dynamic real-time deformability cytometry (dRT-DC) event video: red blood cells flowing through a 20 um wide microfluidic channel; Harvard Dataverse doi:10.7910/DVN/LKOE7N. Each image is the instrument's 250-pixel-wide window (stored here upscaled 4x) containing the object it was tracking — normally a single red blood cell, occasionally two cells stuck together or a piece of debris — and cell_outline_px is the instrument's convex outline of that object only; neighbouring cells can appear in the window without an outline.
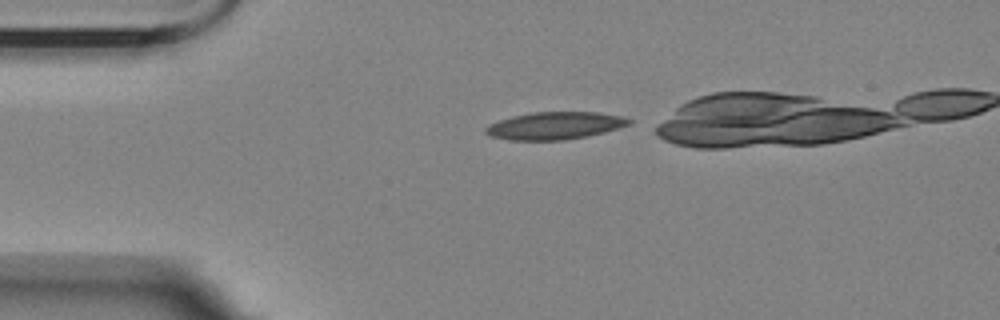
{"species": "Egyptian fruit bat (a non-hibernating species)", "species_latin": "Rousettus aegyptiacus", "temperature_condition": "room temperature", "stored_images_in_passage": 35, "camera_frame_rate_fps": 3000, "um_per_image_px": 0.085, "animal": {"sex": "female"}, "frame": {"image": 1, "passage_image": 1, "time_ms": 0.0, "image_size_px": [1000, 320], "cell_outline_px": [[632, 124], [604, 132], [588, 136], [564, 140], [508, 140], [488, 136], [484, 132], [484, 128], [488, 124], [512, 116], [532, 112], [596, 112], [620, 116], [632, 120]], "centroid_in_image_um": [47.12, 10.69], "position_along_channel_um": 37.9, "area_um2": 23.06}}
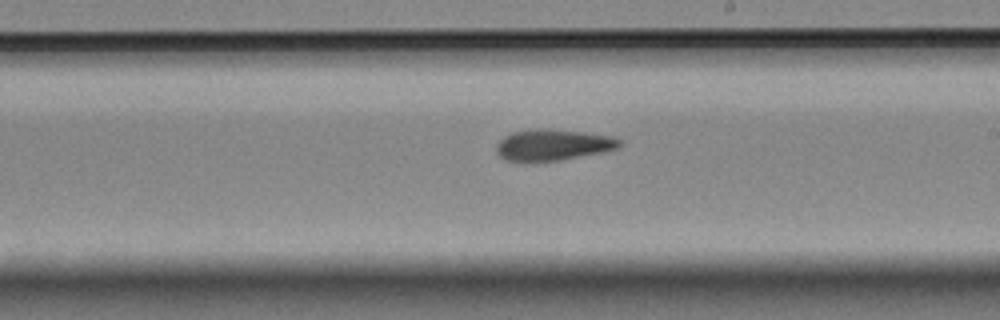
{"frame": {"image": 2, "passage_image": 21, "time_ms": 6.667, "image_size_px": [1000, 320], "cell_outline_px": [[624, 144], [616, 148], [604, 152], [560, 160], [504, 160], [496, 152], [496, 144], [504, 136], [512, 132], [536, 128], [544, 128], [584, 132], [616, 136]], "centroid_in_image_um": [47.04, 12.29], "position_along_channel_um": 242.0, "area_um2": 22.37}}
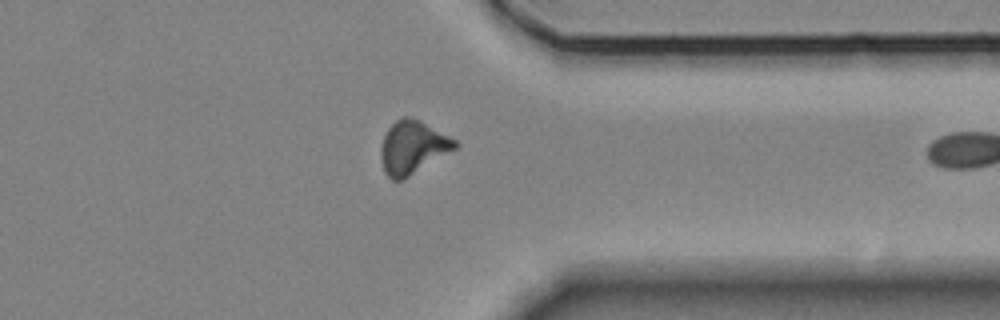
{"frame": {"image": 3, "passage_image": 33, "time_ms": 10.667, "image_size_px": [1000, 320], "cell_outline_px": [[460, 144], [456, 148], [408, 176], [400, 180], [392, 180], [384, 172], [380, 156], [380, 148], [384, 136], [388, 128], [396, 120], [404, 116], [408, 116], [420, 120], [456, 140]], "centroid_in_image_um": [35.05, 12.5], "position_along_channel_um": 376.4, "area_um2": 22.6}}